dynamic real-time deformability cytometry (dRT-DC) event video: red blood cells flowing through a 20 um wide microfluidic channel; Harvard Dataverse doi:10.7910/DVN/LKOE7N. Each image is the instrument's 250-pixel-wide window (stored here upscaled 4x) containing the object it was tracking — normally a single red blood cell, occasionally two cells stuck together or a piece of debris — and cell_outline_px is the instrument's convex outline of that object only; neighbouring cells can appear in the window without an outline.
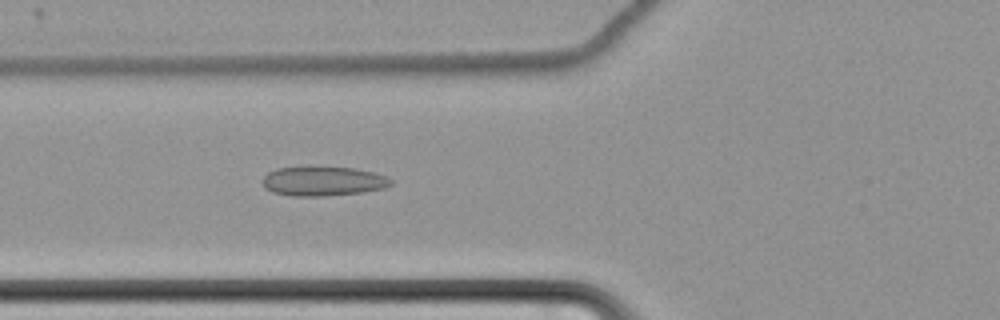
{"species": "common noctule bat (a hibernating species)", "species_latin": "Nyctalus noctula", "temperature_condition": "cold", "stored_images_in_passage": 61, "camera_frame_rate_fps": 3000, "um_per_image_px": 0.085, "animal": {"sex": "female", "body_mass_g": 22.7, "forearm_length_mm": 54.2}, "frame": {"image": 1, "passage_image": 25, "time_ms": 8.0, "image_size_px": [1000, 320], "cell_outline_px": [[392, 184], [384, 188], [360, 192], [324, 196], [292, 196], [272, 192], [264, 188], [264, 176], [268, 172], [276, 168], [356, 168], [372, 172], [384, 176], [392, 180]], "centroid_in_image_um": [27.45, 15.42], "position_along_channel_um": 98.4, "area_um2": 21.5}}
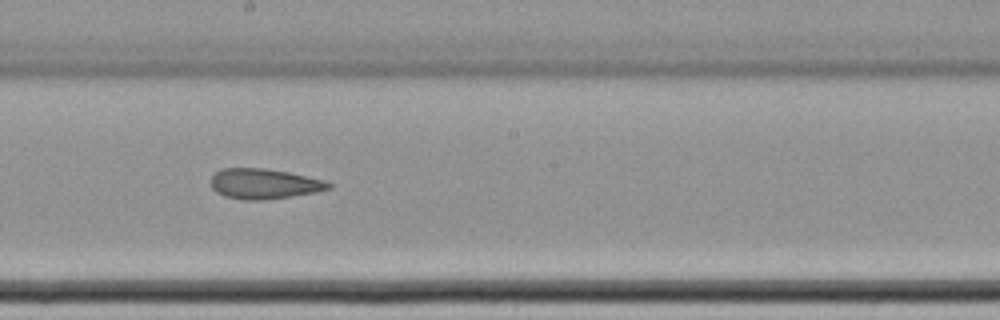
{"frame": {"image": 2, "passage_image": 36, "time_ms": 11.667, "image_size_px": [1000, 320], "cell_outline_px": [[332, 188], [316, 192], [292, 196], [260, 200], [240, 200], [224, 196], [216, 192], [212, 188], [208, 180], [216, 172], [224, 168], [264, 168], [288, 172], [324, 180], [332, 184]], "centroid_in_image_um": [22.41, 15.62], "position_along_channel_um": 225.8, "area_um2": 20.87}}
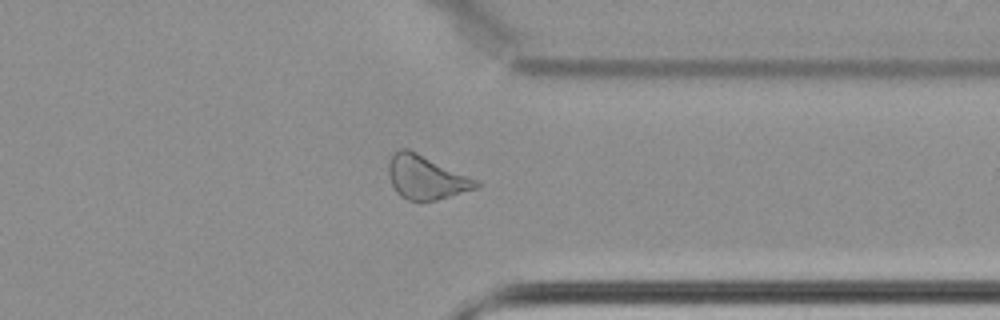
{"frame": {"image": 3, "passage_image": 49, "time_ms": 16.0, "image_size_px": [1000, 320], "cell_outline_px": [[480, 188], [436, 200], [420, 204], [408, 200], [400, 196], [396, 192], [388, 176], [388, 164], [392, 152], [400, 148], [408, 148], [480, 180]], "centroid_in_image_um": [36.22, 15.09], "position_along_channel_um": 375.2, "area_um2": 23.12}, "authors_computed_cell_mechanics": {"area_um2": 23.12, "velocity_mm_per_s": 3.4774, "shape_relaxation_time_tau1_ms": null, "shape_relaxation_time_tau2_ms": 4.3927, "deformation_change_tau1": null, "deformation_change_tau2": 0.1201}}